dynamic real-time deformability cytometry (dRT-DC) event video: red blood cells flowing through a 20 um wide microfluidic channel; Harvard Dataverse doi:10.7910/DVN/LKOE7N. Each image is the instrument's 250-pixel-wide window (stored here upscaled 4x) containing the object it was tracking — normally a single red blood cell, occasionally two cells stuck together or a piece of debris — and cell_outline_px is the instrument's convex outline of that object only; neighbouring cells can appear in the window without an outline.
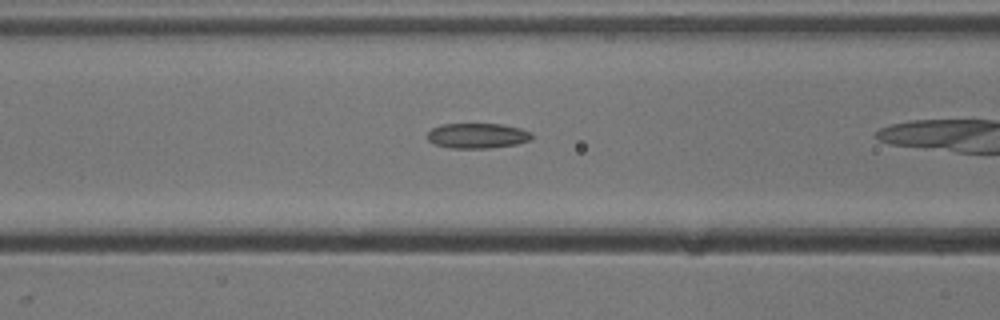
{"species": "common noctule bat (a hibernating species)", "species_latin": "Nyctalus noctula", "temperature_condition": "cold", "stored_images_in_passage": 35, "camera_frame_rate_fps": 3000, "um_per_image_px": 0.085, "animal": {"sex": "male", "body_mass_g": 13.3}, "frame": {"image": 1, "passage_image": 15, "time_ms": 4.667, "image_size_px": [1000, 320], "cell_outline_px": [[532, 140], [516, 144], [488, 148], [448, 148], [436, 144], [428, 140], [428, 132], [432, 128], [440, 124], [504, 124], [520, 128], [532, 132]], "centroid_in_image_um": [40.6, 11.53], "position_along_channel_um": 126.0, "area_um2": 15.37}}
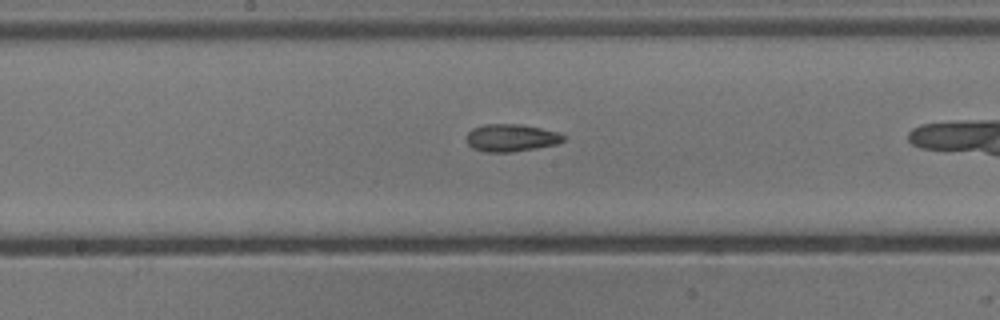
{"frame": {"image": 2, "passage_image": 21, "time_ms": 6.667, "image_size_px": [1000, 320], "cell_outline_px": [[568, 136], [564, 140], [556, 144], [536, 148], [512, 152], [484, 152], [472, 148], [468, 144], [468, 132], [472, 128], [484, 124], [520, 124], [560, 132]], "centroid_in_image_um": [43.48, 11.71], "position_along_channel_um": 204.7, "area_um2": 15.61}}
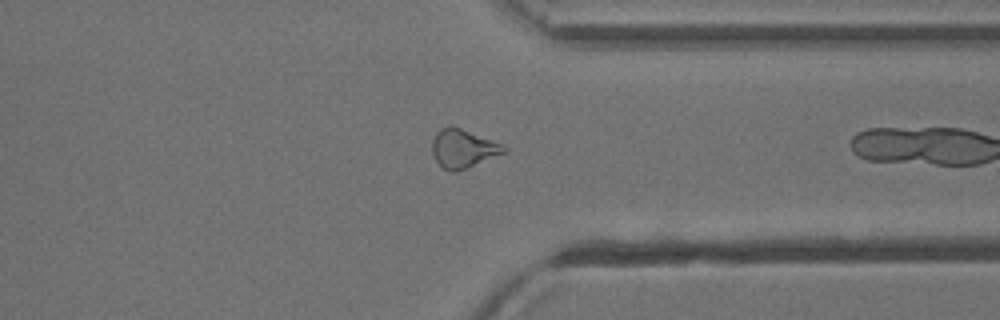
{"frame": {"image": 3, "passage_image": 34, "time_ms": 11.0, "image_size_px": [1000, 320], "cell_outline_px": [[508, 148], [504, 152], [456, 172], [452, 172], [444, 168], [436, 160], [432, 152], [432, 140], [436, 132], [440, 128], [452, 124], [504, 144]], "centroid_in_image_um": [39.35, 12.58], "position_along_channel_um": 372.1, "area_um2": 16.13}}